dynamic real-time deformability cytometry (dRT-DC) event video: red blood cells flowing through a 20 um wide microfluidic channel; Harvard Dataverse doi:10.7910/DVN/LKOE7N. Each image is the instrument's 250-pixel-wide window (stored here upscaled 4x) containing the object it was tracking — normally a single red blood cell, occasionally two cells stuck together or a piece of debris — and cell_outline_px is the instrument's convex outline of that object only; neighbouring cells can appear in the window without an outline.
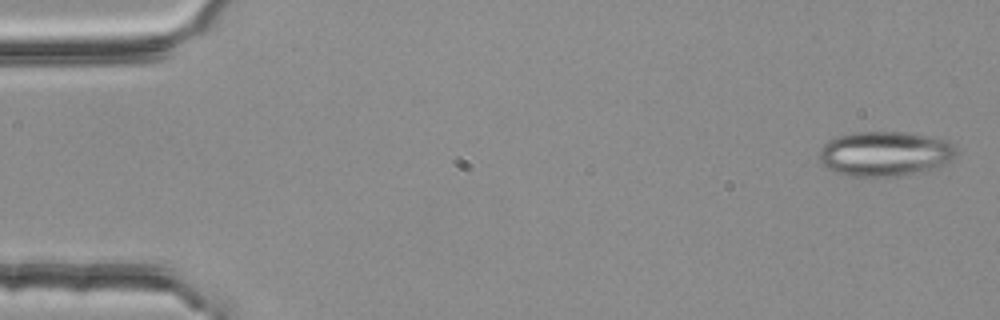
{"species": "common noctule bat (a hibernating species)", "species_latin": "Nyctalus noctula", "temperature_condition": "room temperature", "stored_images_in_passage": 8, "camera_frame_rate_fps": 3000, "um_per_image_px": 0.085, "animal": {"sex": "female", "body_mass_g": 25.1}, "frame": {"image": 1, "passage_image": 2, "time_ms": 0.333, "image_size_px": [1000, 320], "cell_outline_px": [[956, 152], [952, 160], [936, 168], [896, 176], [848, 176], [836, 172], [828, 168], [820, 160], [820, 148], [828, 140], [840, 136], [860, 132], [904, 132], [932, 136], [948, 140], [956, 148]], "centroid_in_image_um": [75.25, 13.06], "position_along_channel_um": 9.7, "area_um2": 35.6}}